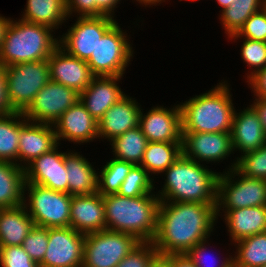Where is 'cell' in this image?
<instances>
[{
    "instance_id": "29",
    "label": "cell",
    "mask_w": 266,
    "mask_h": 267,
    "mask_svg": "<svg viewBox=\"0 0 266 267\" xmlns=\"http://www.w3.org/2000/svg\"><path fill=\"white\" fill-rule=\"evenodd\" d=\"M24 184V169L0 160V208L23 204Z\"/></svg>"
},
{
    "instance_id": "34",
    "label": "cell",
    "mask_w": 266,
    "mask_h": 267,
    "mask_svg": "<svg viewBox=\"0 0 266 267\" xmlns=\"http://www.w3.org/2000/svg\"><path fill=\"white\" fill-rule=\"evenodd\" d=\"M101 164L98 165L97 192L102 196L117 194L134 164L110 158V155Z\"/></svg>"
},
{
    "instance_id": "4",
    "label": "cell",
    "mask_w": 266,
    "mask_h": 267,
    "mask_svg": "<svg viewBox=\"0 0 266 267\" xmlns=\"http://www.w3.org/2000/svg\"><path fill=\"white\" fill-rule=\"evenodd\" d=\"M106 229L131 234L140 242H152L158 228L160 199L156 193L129 198L103 196Z\"/></svg>"
},
{
    "instance_id": "3",
    "label": "cell",
    "mask_w": 266,
    "mask_h": 267,
    "mask_svg": "<svg viewBox=\"0 0 266 267\" xmlns=\"http://www.w3.org/2000/svg\"><path fill=\"white\" fill-rule=\"evenodd\" d=\"M217 82L206 91L179 101L182 133H231L238 103H234L229 77Z\"/></svg>"
},
{
    "instance_id": "46",
    "label": "cell",
    "mask_w": 266,
    "mask_h": 267,
    "mask_svg": "<svg viewBox=\"0 0 266 267\" xmlns=\"http://www.w3.org/2000/svg\"><path fill=\"white\" fill-rule=\"evenodd\" d=\"M13 112L7 94L5 67L0 64V115Z\"/></svg>"
},
{
    "instance_id": "8",
    "label": "cell",
    "mask_w": 266,
    "mask_h": 267,
    "mask_svg": "<svg viewBox=\"0 0 266 267\" xmlns=\"http://www.w3.org/2000/svg\"><path fill=\"white\" fill-rule=\"evenodd\" d=\"M118 20L121 18L106 15L68 18L63 28L67 29L59 33L58 46L69 55L87 61L98 41Z\"/></svg>"
},
{
    "instance_id": "38",
    "label": "cell",
    "mask_w": 266,
    "mask_h": 267,
    "mask_svg": "<svg viewBox=\"0 0 266 267\" xmlns=\"http://www.w3.org/2000/svg\"><path fill=\"white\" fill-rule=\"evenodd\" d=\"M236 169L246 177L266 180V144L239 157Z\"/></svg>"
},
{
    "instance_id": "48",
    "label": "cell",
    "mask_w": 266,
    "mask_h": 267,
    "mask_svg": "<svg viewBox=\"0 0 266 267\" xmlns=\"http://www.w3.org/2000/svg\"><path fill=\"white\" fill-rule=\"evenodd\" d=\"M170 267H196L186 254H171Z\"/></svg>"
},
{
    "instance_id": "9",
    "label": "cell",
    "mask_w": 266,
    "mask_h": 267,
    "mask_svg": "<svg viewBox=\"0 0 266 267\" xmlns=\"http://www.w3.org/2000/svg\"><path fill=\"white\" fill-rule=\"evenodd\" d=\"M5 73L8 99L14 112H23L51 80L47 60L6 66Z\"/></svg>"
},
{
    "instance_id": "49",
    "label": "cell",
    "mask_w": 266,
    "mask_h": 267,
    "mask_svg": "<svg viewBox=\"0 0 266 267\" xmlns=\"http://www.w3.org/2000/svg\"><path fill=\"white\" fill-rule=\"evenodd\" d=\"M130 2H132L134 4L135 2V6L137 8H139L140 6V10L143 8V11L144 9L149 10V8H156L157 6H161L162 5V8L164 7V4H171L172 2H170V0H129ZM167 2V3H166Z\"/></svg>"
},
{
    "instance_id": "23",
    "label": "cell",
    "mask_w": 266,
    "mask_h": 267,
    "mask_svg": "<svg viewBox=\"0 0 266 267\" xmlns=\"http://www.w3.org/2000/svg\"><path fill=\"white\" fill-rule=\"evenodd\" d=\"M47 61L51 81L73 88L79 93L90 85L94 77L85 60L69 55L59 46Z\"/></svg>"
},
{
    "instance_id": "32",
    "label": "cell",
    "mask_w": 266,
    "mask_h": 267,
    "mask_svg": "<svg viewBox=\"0 0 266 267\" xmlns=\"http://www.w3.org/2000/svg\"><path fill=\"white\" fill-rule=\"evenodd\" d=\"M266 7V0H235L228 8L223 10L216 18L219 20L225 39L237 34L245 21L256 12Z\"/></svg>"
},
{
    "instance_id": "10",
    "label": "cell",
    "mask_w": 266,
    "mask_h": 267,
    "mask_svg": "<svg viewBox=\"0 0 266 267\" xmlns=\"http://www.w3.org/2000/svg\"><path fill=\"white\" fill-rule=\"evenodd\" d=\"M266 206V180L242 175L236 168L217 178L216 210Z\"/></svg>"
},
{
    "instance_id": "26",
    "label": "cell",
    "mask_w": 266,
    "mask_h": 267,
    "mask_svg": "<svg viewBox=\"0 0 266 267\" xmlns=\"http://www.w3.org/2000/svg\"><path fill=\"white\" fill-rule=\"evenodd\" d=\"M34 226L24 204L0 208V247L21 246Z\"/></svg>"
},
{
    "instance_id": "2",
    "label": "cell",
    "mask_w": 266,
    "mask_h": 267,
    "mask_svg": "<svg viewBox=\"0 0 266 267\" xmlns=\"http://www.w3.org/2000/svg\"><path fill=\"white\" fill-rule=\"evenodd\" d=\"M210 167L182 154L155 180V193L160 201L217 205V178L221 169Z\"/></svg>"
},
{
    "instance_id": "24",
    "label": "cell",
    "mask_w": 266,
    "mask_h": 267,
    "mask_svg": "<svg viewBox=\"0 0 266 267\" xmlns=\"http://www.w3.org/2000/svg\"><path fill=\"white\" fill-rule=\"evenodd\" d=\"M85 155V156H84ZM81 148L65 149V165L69 195H89L97 192L98 164L90 162Z\"/></svg>"
},
{
    "instance_id": "45",
    "label": "cell",
    "mask_w": 266,
    "mask_h": 267,
    "mask_svg": "<svg viewBox=\"0 0 266 267\" xmlns=\"http://www.w3.org/2000/svg\"><path fill=\"white\" fill-rule=\"evenodd\" d=\"M126 0H95L96 3V16H110L113 18H117V10L120 7V4H124ZM116 13V14H115Z\"/></svg>"
},
{
    "instance_id": "35",
    "label": "cell",
    "mask_w": 266,
    "mask_h": 267,
    "mask_svg": "<svg viewBox=\"0 0 266 267\" xmlns=\"http://www.w3.org/2000/svg\"><path fill=\"white\" fill-rule=\"evenodd\" d=\"M20 112L0 115V160L18 165Z\"/></svg>"
},
{
    "instance_id": "16",
    "label": "cell",
    "mask_w": 266,
    "mask_h": 267,
    "mask_svg": "<svg viewBox=\"0 0 266 267\" xmlns=\"http://www.w3.org/2000/svg\"><path fill=\"white\" fill-rule=\"evenodd\" d=\"M85 235L72 227L48 228L42 267H82Z\"/></svg>"
},
{
    "instance_id": "40",
    "label": "cell",
    "mask_w": 266,
    "mask_h": 267,
    "mask_svg": "<svg viewBox=\"0 0 266 267\" xmlns=\"http://www.w3.org/2000/svg\"><path fill=\"white\" fill-rule=\"evenodd\" d=\"M229 38H245L266 42V7L252 14L238 33Z\"/></svg>"
},
{
    "instance_id": "31",
    "label": "cell",
    "mask_w": 266,
    "mask_h": 267,
    "mask_svg": "<svg viewBox=\"0 0 266 267\" xmlns=\"http://www.w3.org/2000/svg\"><path fill=\"white\" fill-rule=\"evenodd\" d=\"M212 238L213 237H210L196 244L186 253L187 257H189L196 267H233V246L231 243H227L226 245L228 246H223L222 248L220 246L225 244L222 242L216 244ZM218 244H220V246Z\"/></svg>"
},
{
    "instance_id": "20",
    "label": "cell",
    "mask_w": 266,
    "mask_h": 267,
    "mask_svg": "<svg viewBox=\"0 0 266 267\" xmlns=\"http://www.w3.org/2000/svg\"><path fill=\"white\" fill-rule=\"evenodd\" d=\"M218 230H225L227 241L235 242L255 234L266 232V206L217 210ZM221 224V225H220ZM220 225V226H219Z\"/></svg>"
},
{
    "instance_id": "41",
    "label": "cell",
    "mask_w": 266,
    "mask_h": 267,
    "mask_svg": "<svg viewBox=\"0 0 266 267\" xmlns=\"http://www.w3.org/2000/svg\"><path fill=\"white\" fill-rule=\"evenodd\" d=\"M157 256L153 242H140L116 267H148Z\"/></svg>"
},
{
    "instance_id": "6",
    "label": "cell",
    "mask_w": 266,
    "mask_h": 267,
    "mask_svg": "<svg viewBox=\"0 0 266 267\" xmlns=\"http://www.w3.org/2000/svg\"><path fill=\"white\" fill-rule=\"evenodd\" d=\"M137 17L130 21L131 27L127 30L119 20L102 36L98 41L95 51L91 54L90 58L86 61L94 76H126L131 71V64L136 57V50L134 49L133 39L135 34L134 28L138 29L144 27V19ZM137 19V20H136ZM139 21V22H138ZM141 23V25H140ZM144 24V25H143ZM122 25V26H121ZM124 27V28H123ZM134 27V28H133ZM131 28L133 30H131ZM131 30V31H129ZM132 33V34H130ZM133 36V37H131ZM132 41V42H131ZM128 69V72L126 71Z\"/></svg>"
},
{
    "instance_id": "1",
    "label": "cell",
    "mask_w": 266,
    "mask_h": 267,
    "mask_svg": "<svg viewBox=\"0 0 266 267\" xmlns=\"http://www.w3.org/2000/svg\"><path fill=\"white\" fill-rule=\"evenodd\" d=\"M217 205L161 201L152 241L158 255L186 254L218 233Z\"/></svg>"
},
{
    "instance_id": "19",
    "label": "cell",
    "mask_w": 266,
    "mask_h": 267,
    "mask_svg": "<svg viewBox=\"0 0 266 267\" xmlns=\"http://www.w3.org/2000/svg\"><path fill=\"white\" fill-rule=\"evenodd\" d=\"M19 139L18 166L23 169L59 144L53 124L30 122L22 112H20Z\"/></svg>"
},
{
    "instance_id": "12",
    "label": "cell",
    "mask_w": 266,
    "mask_h": 267,
    "mask_svg": "<svg viewBox=\"0 0 266 267\" xmlns=\"http://www.w3.org/2000/svg\"><path fill=\"white\" fill-rule=\"evenodd\" d=\"M139 243L131 234L108 229L86 234L82 267H116Z\"/></svg>"
},
{
    "instance_id": "39",
    "label": "cell",
    "mask_w": 266,
    "mask_h": 267,
    "mask_svg": "<svg viewBox=\"0 0 266 267\" xmlns=\"http://www.w3.org/2000/svg\"><path fill=\"white\" fill-rule=\"evenodd\" d=\"M48 244V228L34 226L23 240L22 247L38 265L43 261Z\"/></svg>"
},
{
    "instance_id": "54",
    "label": "cell",
    "mask_w": 266,
    "mask_h": 267,
    "mask_svg": "<svg viewBox=\"0 0 266 267\" xmlns=\"http://www.w3.org/2000/svg\"><path fill=\"white\" fill-rule=\"evenodd\" d=\"M201 2V0H193V2H195V3H198V2ZM205 1H208V0H205Z\"/></svg>"
},
{
    "instance_id": "18",
    "label": "cell",
    "mask_w": 266,
    "mask_h": 267,
    "mask_svg": "<svg viewBox=\"0 0 266 267\" xmlns=\"http://www.w3.org/2000/svg\"><path fill=\"white\" fill-rule=\"evenodd\" d=\"M245 105L235 108L233 114L231 140L236 159L266 144V132L257 112L248 102Z\"/></svg>"
},
{
    "instance_id": "33",
    "label": "cell",
    "mask_w": 266,
    "mask_h": 267,
    "mask_svg": "<svg viewBox=\"0 0 266 267\" xmlns=\"http://www.w3.org/2000/svg\"><path fill=\"white\" fill-rule=\"evenodd\" d=\"M233 246V267H263L266 264V232L241 239Z\"/></svg>"
},
{
    "instance_id": "27",
    "label": "cell",
    "mask_w": 266,
    "mask_h": 267,
    "mask_svg": "<svg viewBox=\"0 0 266 267\" xmlns=\"http://www.w3.org/2000/svg\"><path fill=\"white\" fill-rule=\"evenodd\" d=\"M21 10L20 19L49 26L58 34L68 20L66 0H27Z\"/></svg>"
},
{
    "instance_id": "28",
    "label": "cell",
    "mask_w": 266,
    "mask_h": 267,
    "mask_svg": "<svg viewBox=\"0 0 266 267\" xmlns=\"http://www.w3.org/2000/svg\"><path fill=\"white\" fill-rule=\"evenodd\" d=\"M181 155L182 143L148 142L140 165L157 180Z\"/></svg>"
},
{
    "instance_id": "21",
    "label": "cell",
    "mask_w": 266,
    "mask_h": 267,
    "mask_svg": "<svg viewBox=\"0 0 266 267\" xmlns=\"http://www.w3.org/2000/svg\"><path fill=\"white\" fill-rule=\"evenodd\" d=\"M128 94L113 104L98 122L99 143L103 141L104 146V143L107 145V142L139 126L141 100Z\"/></svg>"
},
{
    "instance_id": "25",
    "label": "cell",
    "mask_w": 266,
    "mask_h": 267,
    "mask_svg": "<svg viewBox=\"0 0 266 267\" xmlns=\"http://www.w3.org/2000/svg\"><path fill=\"white\" fill-rule=\"evenodd\" d=\"M70 227L84 235L106 229L103 196L98 192L89 195H73Z\"/></svg>"
},
{
    "instance_id": "7",
    "label": "cell",
    "mask_w": 266,
    "mask_h": 267,
    "mask_svg": "<svg viewBox=\"0 0 266 267\" xmlns=\"http://www.w3.org/2000/svg\"><path fill=\"white\" fill-rule=\"evenodd\" d=\"M72 195L36 184H24L23 204L35 226H70Z\"/></svg>"
},
{
    "instance_id": "37",
    "label": "cell",
    "mask_w": 266,
    "mask_h": 267,
    "mask_svg": "<svg viewBox=\"0 0 266 267\" xmlns=\"http://www.w3.org/2000/svg\"><path fill=\"white\" fill-rule=\"evenodd\" d=\"M149 193H155V180L141 165H134L121 184L117 194L134 198Z\"/></svg>"
},
{
    "instance_id": "14",
    "label": "cell",
    "mask_w": 266,
    "mask_h": 267,
    "mask_svg": "<svg viewBox=\"0 0 266 267\" xmlns=\"http://www.w3.org/2000/svg\"><path fill=\"white\" fill-rule=\"evenodd\" d=\"M163 104L157 103L155 106L152 104L149 109L142 107L139 126L148 142L182 143L179 101L171 104L170 107Z\"/></svg>"
},
{
    "instance_id": "13",
    "label": "cell",
    "mask_w": 266,
    "mask_h": 267,
    "mask_svg": "<svg viewBox=\"0 0 266 267\" xmlns=\"http://www.w3.org/2000/svg\"><path fill=\"white\" fill-rule=\"evenodd\" d=\"M79 100L80 93L77 90L50 80L37 93L22 115L30 122L54 124Z\"/></svg>"
},
{
    "instance_id": "47",
    "label": "cell",
    "mask_w": 266,
    "mask_h": 267,
    "mask_svg": "<svg viewBox=\"0 0 266 267\" xmlns=\"http://www.w3.org/2000/svg\"><path fill=\"white\" fill-rule=\"evenodd\" d=\"M249 104L255 109L266 132V98L252 97Z\"/></svg>"
},
{
    "instance_id": "5",
    "label": "cell",
    "mask_w": 266,
    "mask_h": 267,
    "mask_svg": "<svg viewBox=\"0 0 266 267\" xmlns=\"http://www.w3.org/2000/svg\"><path fill=\"white\" fill-rule=\"evenodd\" d=\"M59 34L51 27L12 18L0 47V64L47 60L58 47Z\"/></svg>"
},
{
    "instance_id": "30",
    "label": "cell",
    "mask_w": 266,
    "mask_h": 267,
    "mask_svg": "<svg viewBox=\"0 0 266 267\" xmlns=\"http://www.w3.org/2000/svg\"><path fill=\"white\" fill-rule=\"evenodd\" d=\"M147 138L140 126L130 129L107 143L111 157L140 165L147 146Z\"/></svg>"
},
{
    "instance_id": "53",
    "label": "cell",
    "mask_w": 266,
    "mask_h": 267,
    "mask_svg": "<svg viewBox=\"0 0 266 267\" xmlns=\"http://www.w3.org/2000/svg\"><path fill=\"white\" fill-rule=\"evenodd\" d=\"M170 1L172 2V0H170ZM181 1H183V0H179L178 2L180 3ZM184 1H186V2L189 1V3H190V2H191V3L193 2V0H184Z\"/></svg>"
},
{
    "instance_id": "51",
    "label": "cell",
    "mask_w": 266,
    "mask_h": 267,
    "mask_svg": "<svg viewBox=\"0 0 266 267\" xmlns=\"http://www.w3.org/2000/svg\"><path fill=\"white\" fill-rule=\"evenodd\" d=\"M148 267H170V255H158Z\"/></svg>"
},
{
    "instance_id": "50",
    "label": "cell",
    "mask_w": 266,
    "mask_h": 267,
    "mask_svg": "<svg viewBox=\"0 0 266 267\" xmlns=\"http://www.w3.org/2000/svg\"><path fill=\"white\" fill-rule=\"evenodd\" d=\"M13 16L8 17L0 13V47L4 38L6 36V32L8 30L9 24L12 20Z\"/></svg>"
},
{
    "instance_id": "52",
    "label": "cell",
    "mask_w": 266,
    "mask_h": 267,
    "mask_svg": "<svg viewBox=\"0 0 266 267\" xmlns=\"http://www.w3.org/2000/svg\"><path fill=\"white\" fill-rule=\"evenodd\" d=\"M214 1L219 6L218 8H220V11H218L219 13L217 15H219L223 10H225L235 2V0H214Z\"/></svg>"
},
{
    "instance_id": "17",
    "label": "cell",
    "mask_w": 266,
    "mask_h": 267,
    "mask_svg": "<svg viewBox=\"0 0 266 267\" xmlns=\"http://www.w3.org/2000/svg\"><path fill=\"white\" fill-rule=\"evenodd\" d=\"M58 144L34 159L24 168L25 184H36L55 191L68 193L65 149Z\"/></svg>"
},
{
    "instance_id": "36",
    "label": "cell",
    "mask_w": 266,
    "mask_h": 267,
    "mask_svg": "<svg viewBox=\"0 0 266 267\" xmlns=\"http://www.w3.org/2000/svg\"><path fill=\"white\" fill-rule=\"evenodd\" d=\"M227 41L233 43V45L235 42V45L240 43V50L238 51L240 61L245 65V71H243L245 74L241 77H243L245 83L259 70L266 67V42L245 38H228Z\"/></svg>"
},
{
    "instance_id": "22",
    "label": "cell",
    "mask_w": 266,
    "mask_h": 267,
    "mask_svg": "<svg viewBox=\"0 0 266 267\" xmlns=\"http://www.w3.org/2000/svg\"><path fill=\"white\" fill-rule=\"evenodd\" d=\"M124 78L126 76H94L90 85L80 93V101L97 122L127 94L128 91L120 85Z\"/></svg>"
},
{
    "instance_id": "15",
    "label": "cell",
    "mask_w": 266,
    "mask_h": 267,
    "mask_svg": "<svg viewBox=\"0 0 266 267\" xmlns=\"http://www.w3.org/2000/svg\"><path fill=\"white\" fill-rule=\"evenodd\" d=\"M59 144H71V148H83L99 141L98 122L79 100L68 108L53 124ZM66 142V143H64ZM73 144V146H72ZM83 145V146H82ZM77 146V147H76Z\"/></svg>"
},
{
    "instance_id": "43",
    "label": "cell",
    "mask_w": 266,
    "mask_h": 267,
    "mask_svg": "<svg viewBox=\"0 0 266 267\" xmlns=\"http://www.w3.org/2000/svg\"><path fill=\"white\" fill-rule=\"evenodd\" d=\"M68 18L96 16L95 0H66Z\"/></svg>"
},
{
    "instance_id": "44",
    "label": "cell",
    "mask_w": 266,
    "mask_h": 267,
    "mask_svg": "<svg viewBox=\"0 0 266 267\" xmlns=\"http://www.w3.org/2000/svg\"><path fill=\"white\" fill-rule=\"evenodd\" d=\"M246 83V87L253 93L252 97L266 98V67L259 70Z\"/></svg>"
},
{
    "instance_id": "42",
    "label": "cell",
    "mask_w": 266,
    "mask_h": 267,
    "mask_svg": "<svg viewBox=\"0 0 266 267\" xmlns=\"http://www.w3.org/2000/svg\"><path fill=\"white\" fill-rule=\"evenodd\" d=\"M0 267H39L21 246L0 247Z\"/></svg>"
},
{
    "instance_id": "11",
    "label": "cell",
    "mask_w": 266,
    "mask_h": 267,
    "mask_svg": "<svg viewBox=\"0 0 266 267\" xmlns=\"http://www.w3.org/2000/svg\"><path fill=\"white\" fill-rule=\"evenodd\" d=\"M182 154L198 163L210 164L211 168L220 165L225 168L222 172L236 168L237 164L231 133H182Z\"/></svg>"
}]
</instances>
